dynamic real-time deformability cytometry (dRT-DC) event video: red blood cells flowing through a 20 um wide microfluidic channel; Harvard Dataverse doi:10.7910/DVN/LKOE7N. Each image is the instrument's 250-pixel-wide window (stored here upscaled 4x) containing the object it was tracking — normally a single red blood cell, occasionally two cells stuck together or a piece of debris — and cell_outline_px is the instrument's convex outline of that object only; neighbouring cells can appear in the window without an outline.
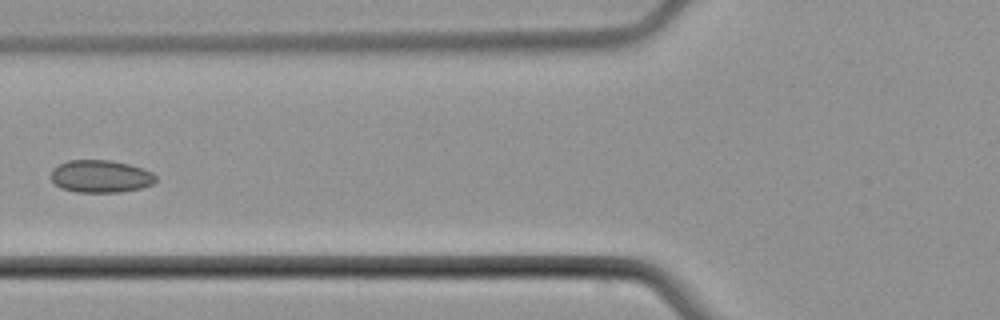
{"species": "common noctule bat (a hibernating species)", "species_latin": "Nyctalus noctula", "temperature_condition": "cold", "stored_images_in_passage": 5, "camera_frame_rate_fps": 3000, "um_per_image_px": 0.085, "animal": {"sex": "male", "body_mass_g": 21.5, "forearm_length_mm": 52.0}, "frame": {"image": 1, "passage_image": 5, "time_ms": 6.0, "image_size_px": [1000, 320], "cell_outline_px": [[156, 180], [152, 184], [140, 188], [120, 192], [76, 192], [60, 188], [52, 180], [52, 168], [68, 160], [108, 160], [128, 164], [152, 172], [156, 176]], "centroid_in_image_um": [8.54, 14.99], "position_along_channel_um": 117.3, "area_um2": 19.71}}